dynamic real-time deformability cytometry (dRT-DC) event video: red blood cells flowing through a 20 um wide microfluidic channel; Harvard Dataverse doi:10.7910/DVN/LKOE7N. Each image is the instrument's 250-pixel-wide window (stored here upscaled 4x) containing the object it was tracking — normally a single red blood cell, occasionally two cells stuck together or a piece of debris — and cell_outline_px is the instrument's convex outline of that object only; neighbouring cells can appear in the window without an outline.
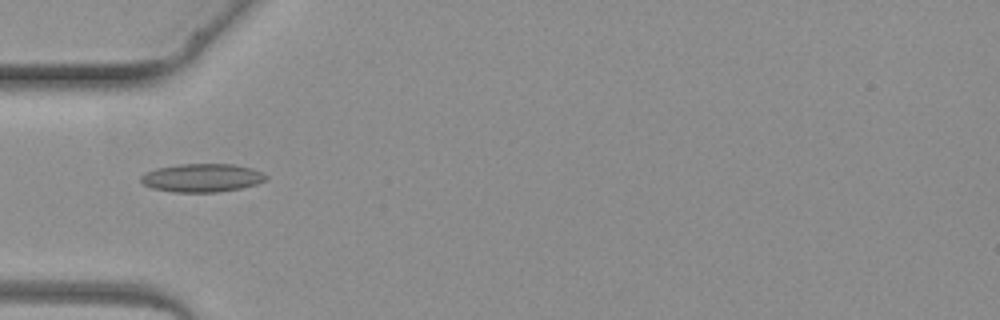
{"species": "common noctule bat (a hibernating species)", "species_latin": "Nyctalus noctula", "temperature_condition": "warm", "stored_images_in_passage": 5, "camera_frame_rate_fps": 3000, "um_per_image_px": 0.085, "animal": {"sex": "female", "body_mass_g": 19.3, "forearm_length_mm": 54.1}, "frame": {"image": 1, "passage_image": 4, "time_ms": 3.667, "image_size_px": [1000, 320], "cell_outline_px": [[268, 180], [256, 184], [240, 188], [216, 192], [172, 192], [152, 188], [144, 184], [140, 180], [140, 176], [144, 172], [156, 168], [180, 164], [232, 164], [252, 168], [264, 172], [268, 176]], "centroid_in_image_um": [17.18, 15.11], "position_along_channel_um": 67.8, "area_um2": 20.81}}
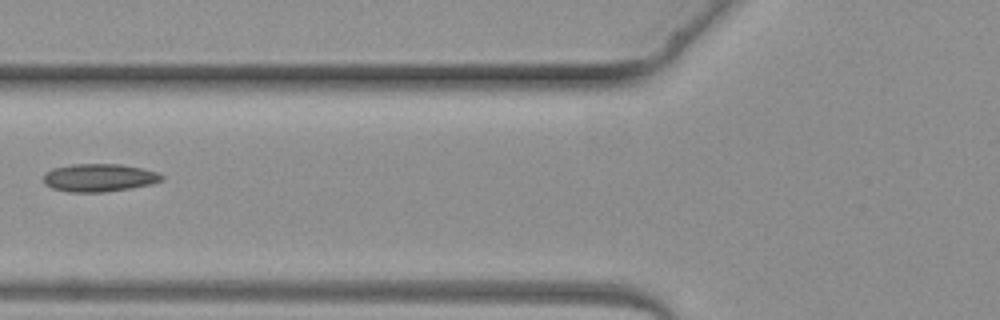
{"frame": {"image": 2, "passage_image": 5, "time_ms": 4.667, "image_size_px": [1000, 320], "cell_outline_px": [[164, 180], [152, 184], [104, 192], [68, 192], [52, 188], [44, 184], [44, 172], [52, 168], [72, 164], [120, 164], [140, 168], [156, 172], [164, 176]], "centroid_in_image_um": [8.4, 15.1], "position_along_channel_um": 117.4, "area_um2": 19.25}}